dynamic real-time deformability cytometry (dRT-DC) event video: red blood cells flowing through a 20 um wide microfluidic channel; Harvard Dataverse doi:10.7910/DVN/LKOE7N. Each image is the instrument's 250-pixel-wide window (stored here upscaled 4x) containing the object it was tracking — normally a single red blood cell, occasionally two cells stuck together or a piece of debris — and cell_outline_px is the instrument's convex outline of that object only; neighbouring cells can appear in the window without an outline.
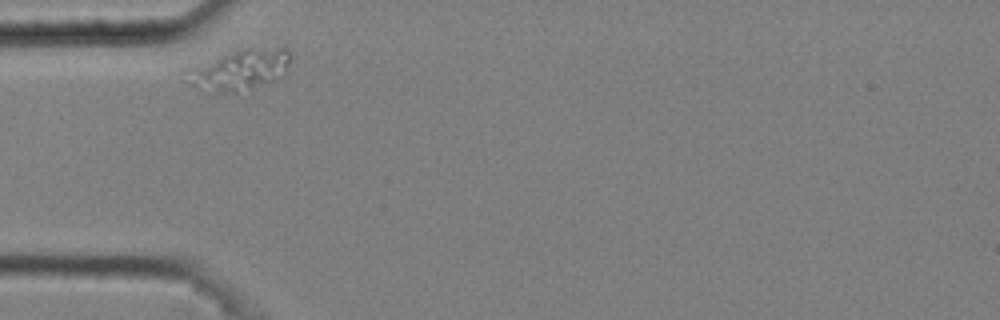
{"species": "common noctule bat (a hibernating species)", "species_latin": "Nyctalus noctula", "temperature_condition": "cold", "stored_images_in_passage": 2, "camera_frame_rate_fps": 3000, "um_per_image_px": 0.085, "animal": {"sex": "male", "body_mass_g": 20.4}, "frame": {"image": 1, "passage_image": 1, "time_ms": 0.0, "image_size_px": [1000, 320], "cell_outline_px": [[288, 68], [284, 76], [276, 80], [236, 92], [216, 92], [192, 84], [184, 68], [240, 48], [288, 48]], "centroid_in_image_um": [20.39, 5.9], "position_along_channel_um": 64.6, "area_um2": 24.28}}